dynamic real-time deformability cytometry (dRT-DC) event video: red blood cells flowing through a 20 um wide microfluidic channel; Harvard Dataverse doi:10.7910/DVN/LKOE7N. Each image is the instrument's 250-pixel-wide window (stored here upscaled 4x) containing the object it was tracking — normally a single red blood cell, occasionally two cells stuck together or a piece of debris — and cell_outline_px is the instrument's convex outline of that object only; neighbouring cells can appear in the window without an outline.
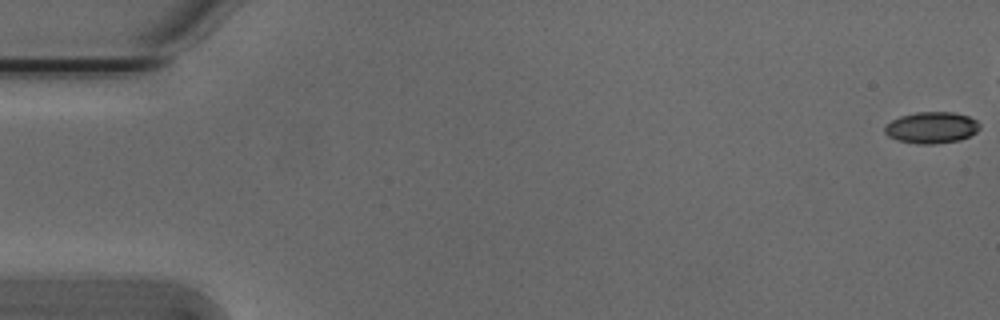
{"species": "Egyptian fruit bat (a non-hibernating species)", "species_latin": "Rousettus aegyptiacus", "temperature_condition": "cold", "stored_images_in_passage": 45, "camera_frame_rate_fps": 3000, "um_per_image_px": 0.085, "animal": {"sex": "male"}, "frame": {"image": 1, "passage_image": 1, "time_ms": 0.0, "image_size_px": [1000, 320], "cell_outline_px": [[980, 128], [976, 132], [960, 140], [936, 144], [920, 144], [896, 140], [888, 136], [884, 132], [884, 128], [892, 120], [900, 116], [916, 112], [952, 112], [968, 116], [976, 120], [980, 124]], "centroid_in_image_um": [79.18, 10.85], "position_along_channel_um": 5.8, "area_um2": 17.4}}
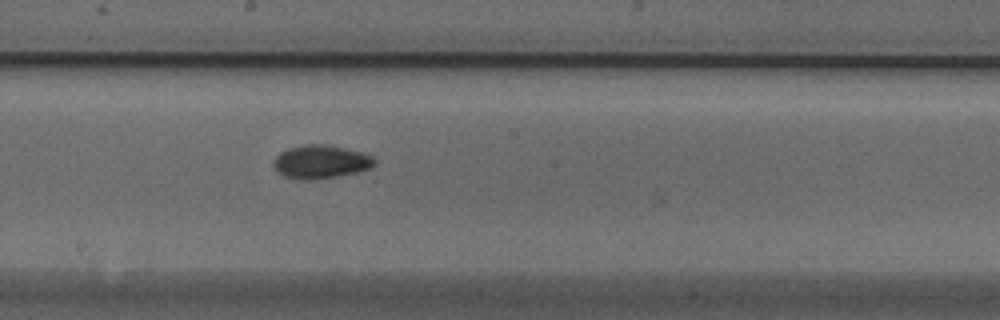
{"frame": {"image": 2, "passage_image": 30, "time_ms": 9.667, "image_size_px": [1000, 320], "cell_outline_px": [[376, 164], [372, 168], [356, 172], [336, 176], [312, 180], [304, 180], [284, 176], [276, 172], [272, 164], [276, 156], [280, 152], [288, 148], [304, 144], [324, 144], [344, 148], [360, 152], [372, 156], [376, 160]], "centroid_in_image_um": [27.24, 13.75], "position_along_channel_um": 221.0, "area_um2": 19.71}}
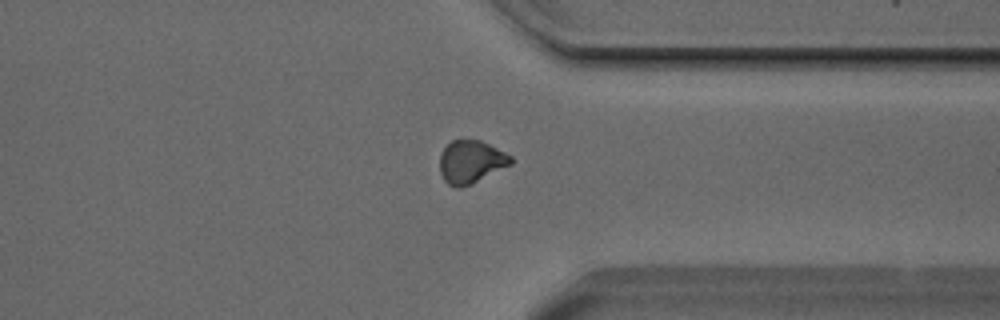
{"frame": {"image": 3, "passage_image": 42, "time_ms": 13.667, "image_size_px": [1000, 320], "cell_outline_px": [[512, 164], [472, 184], [460, 188], [456, 188], [448, 184], [444, 180], [440, 172], [440, 152], [452, 140], [480, 140], [512, 156]], "centroid_in_image_um": [40.02, 13.77], "position_along_channel_um": 371.4, "area_um2": 17.74}}